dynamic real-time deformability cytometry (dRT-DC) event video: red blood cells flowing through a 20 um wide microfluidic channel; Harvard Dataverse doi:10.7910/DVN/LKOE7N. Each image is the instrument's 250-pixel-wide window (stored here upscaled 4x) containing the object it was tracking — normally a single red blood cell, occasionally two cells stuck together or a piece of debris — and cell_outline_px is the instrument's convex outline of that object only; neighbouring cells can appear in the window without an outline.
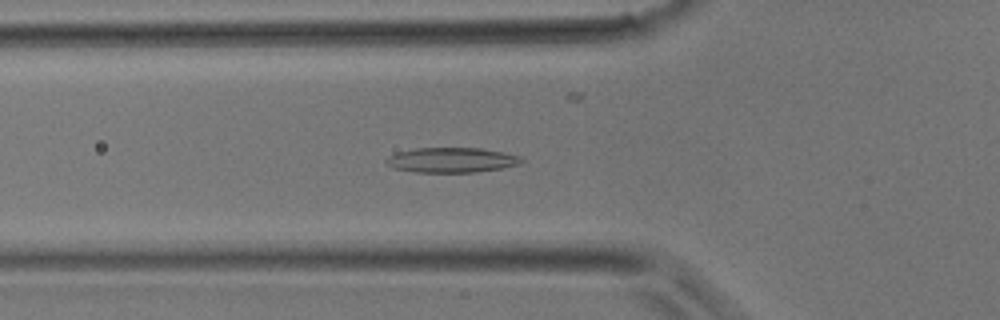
{"species": "common noctule bat (a hibernating species)", "species_latin": "Nyctalus noctula", "temperature_condition": "room temperature", "stored_images_in_passage": 39, "camera_frame_rate_fps": 3000, "um_per_image_px": 0.085, "animal": {"sex": "male", "body_mass_g": 17.9}, "frame": {"image": 1, "passage_image": 13, "time_ms": 4.0, "image_size_px": [1000, 320], "cell_outline_px": [[524, 160], [520, 164], [500, 168], [476, 172], [416, 172], [392, 168], [384, 160], [388, 156], [396, 152], [412, 148], [480, 148], [504, 152], [520, 156]], "centroid_in_image_um": [38.36, 13.59], "position_along_channel_um": 87.4, "area_um2": 19.77}}
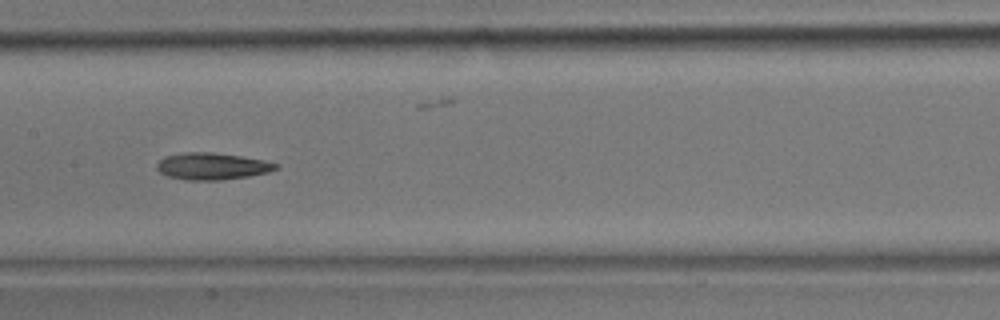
{"frame": {"image": 2, "passage_image": 19, "time_ms": 6.0, "image_size_px": [1000, 320], "cell_outline_px": [[280, 168], [268, 172], [248, 176], [220, 180], [188, 180], [168, 176], [160, 172], [156, 168], [156, 164], [164, 156], [184, 152], [212, 152], [240, 156], [264, 160], [280, 164]], "centroid_in_image_um": [18.04, 14.12], "position_along_channel_um": 189.4, "area_um2": 18.67}}
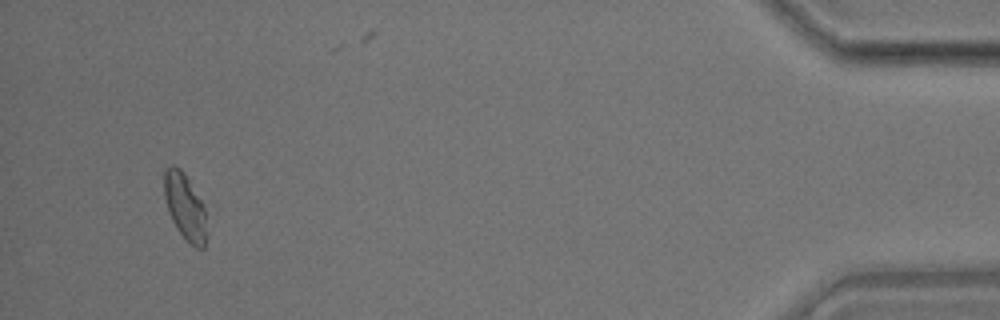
{"frame": {"image": 3, "passage_image": 37, "time_ms": 12.0, "image_size_px": [1000, 320], "cell_outline_px": [[204, 248], [196, 248], [176, 228], [168, 212], [164, 196], [164, 168], [172, 164], [180, 168], [184, 172], [200, 200], [204, 208]], "centroid_in_image_um": [15.65, 17.49], "position_along_channel_um": 419.5, "area_um2": 15.84}}